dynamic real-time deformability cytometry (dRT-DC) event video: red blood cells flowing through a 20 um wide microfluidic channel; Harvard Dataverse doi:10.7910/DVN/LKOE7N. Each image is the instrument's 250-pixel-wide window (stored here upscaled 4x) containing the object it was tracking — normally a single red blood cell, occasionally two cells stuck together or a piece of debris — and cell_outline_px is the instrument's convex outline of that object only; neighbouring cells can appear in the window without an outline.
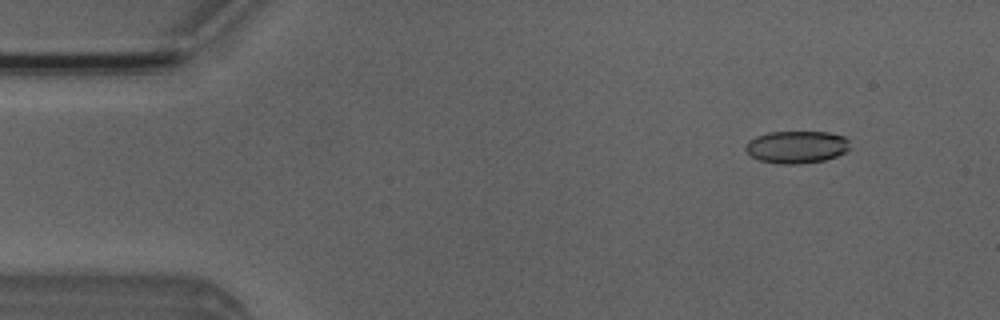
{"species": "Egyptian fruit bat (a non-hibernating species)", "species_latin": "Rousettus aegyptiacus", "temperature_condition": "room temperature", "stored_images_in_passage": 6, "camera_frame_rate_fps": 3000, "um_per_image_px": 0.085, "animal": {"sex": "male"}, "frame": {"image": 1, "passage_image": 2, "time_ms": 1.333, "image_size_px": [1000, 320], "cell_outline_px": [[852, 148], [836, 156], [824, 160], [796, 164], [780, 164], [760, 160], [752, 156], [744, 148], [748, 140], [756, 136], [768, 132], [828, 132], [844, 136], [848, 140]], "centroid_in_image_um": [67.72, 12.48], "position_along_channel_um": 17.3, "area_um2": 19.71}}